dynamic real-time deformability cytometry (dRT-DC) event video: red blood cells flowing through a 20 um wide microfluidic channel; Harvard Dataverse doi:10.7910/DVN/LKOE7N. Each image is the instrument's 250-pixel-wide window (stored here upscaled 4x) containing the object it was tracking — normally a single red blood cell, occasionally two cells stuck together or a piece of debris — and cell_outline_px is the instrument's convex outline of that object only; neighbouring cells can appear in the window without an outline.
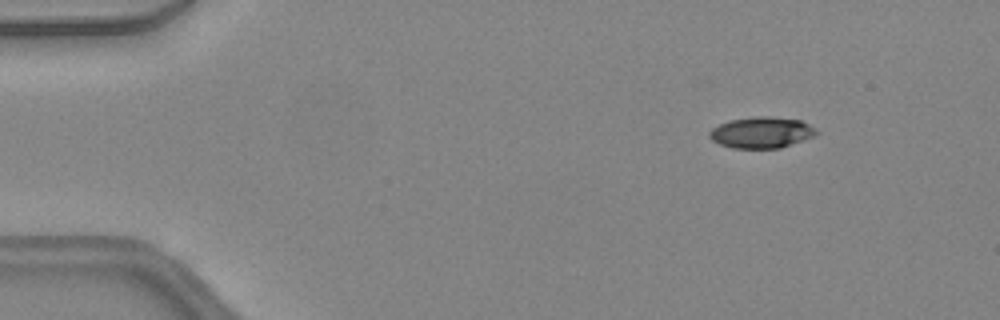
{"species": "common noctule bat (a hibernating species)", "species_latin": "Nyctalus noctula", "temperature_condition": "warm", "stored_images_in_passage": 46, "camera_frame_rate_fps": 3000, "um_per_image_px": 0.085, "animal": {"sex": "female", "body_mass_g": 24.6, "forearm_length_mm": 56.2}, "frame": {"image": 1, "passage_image": 6, "time_ms": 1.667, "image_size_px": [1000, 320], "cell_outline_px": [[820, 132], [816, 136], [780, 148], [732, 148], [720, 144], [712, 140], [708, 136], [708, 132], [712, 128], [720, 124], [732, 120], [756, 116], [768, 116], [800, 120], [816, 128]], "centroid_in_image_um": [64.76, 11.27], "position_along_channel_um": 20.2, "area_um2": 19.48}}
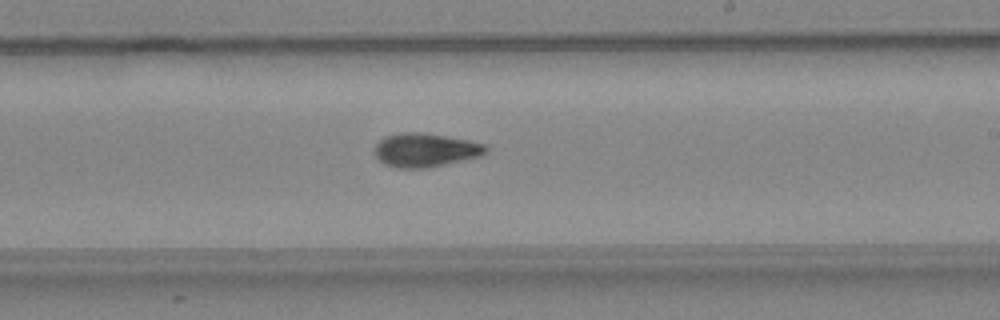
{"frame": {"image": 2, "passage_image": 28, "time_ms": 9.0, "image_size_px": [1000, 320], "cell_outline_px": [[488, 152], [480, 156], [444, 164], [424, 168], [396, 168], [384, 164], [376, 156], [376, 144], [384, 136], [400, 132], [420, 132], [468, 140], [484, 144], [488, 148]], "centroid_in_image_um": [36.14, 12.75], "position_along_channel_um": 252.9, "area_um2": 21.68}}
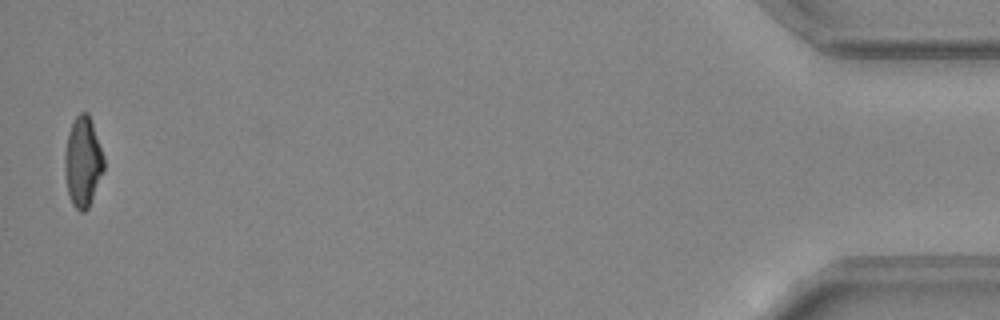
{"frame": {"image": 3, "passage_image": 46, "time_ms": 15.0, "image_size_px": [1000, 320], "cell_outline_px": [[104, 168], [88, 208], [84, 212], [80, 212], [72, 204], [68, 192], [64, 172], [64, 152], [68, 132], [76, 116], [80, 112], [88, 112], [104, 156]], "centroid_in_image_um": [7.02, 13.74], "position_along_channel_um": 428.2, "area_um2": 20.4}, "authors_computed_cell_mechanics": {"area_um2": 20.8658, "velocity_mm_per_s": 4.4813, "shape_relaxation_time_tau1_ms": 6.0386, "shape_relaxation_time_tau2_ms": 3.1467, "deformation_change_tau1": 0.2091, "deformation_change_tau2": 0.0959}}